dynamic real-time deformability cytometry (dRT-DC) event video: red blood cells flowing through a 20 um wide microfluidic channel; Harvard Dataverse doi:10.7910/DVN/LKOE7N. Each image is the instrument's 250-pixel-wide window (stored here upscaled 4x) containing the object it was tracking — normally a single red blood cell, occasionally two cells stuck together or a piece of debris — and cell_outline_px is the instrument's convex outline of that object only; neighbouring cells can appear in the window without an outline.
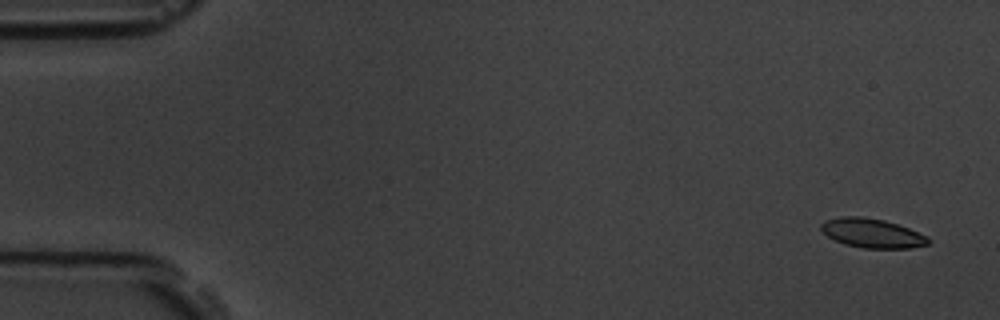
{"species": "common noctule bat (a hibernating species)", "species_latin": "Nyctalus noctula", "temperature_condition": "room temperature", "stored_images_in_passage": 6, "camera_frame_rate_fps": 3000, "um_per_image_px": 0.085, "animal": {"sex": "male", "body_mass_g": 19.5, "forearm_length_mm": 54.6}, "frame": {"image": 1, "passage_image": 1, "time_ms": 0.0, "image_size_px": [1000, 320], "cell_outline_px": [[932, 240], [928, 244], [908, 248], [864, 248], [844, 244], [828, 236], [820, 228], [820, 224], [824, 220], [840, 216], [864, 216], [884, 220], [908, 228], [928, 236]], "centroid_in_image_um": [74.12, 19.81], "position_along_channel_um": 10.9, "area_um2": 18.26}}
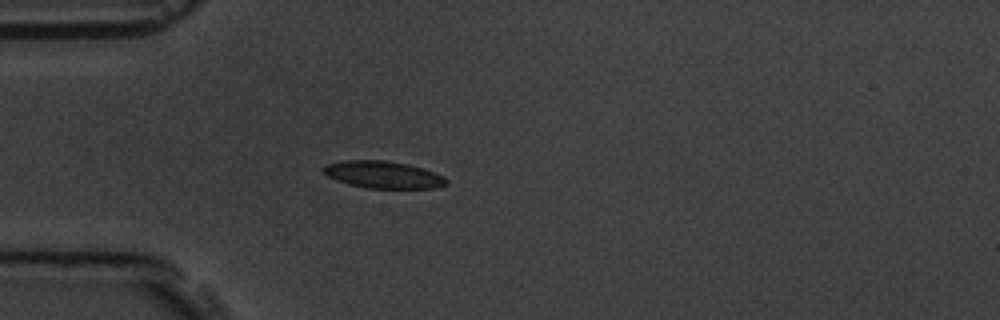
{"frame": {"image": 2, "passage_image": 5, "time_ms": 4.667, "image_size_px": [1000, 320], "cell_outline_px": [[448, 184], [432, 188], [368, 188], [348, 184], [336, 180], [328, 176], [324, 172], [324, 168], [328, 164], [344, 160], [384, 160], [408, 164], [444, 176], [448, 180]], "centroid_in_image_um": [32.58, 14.85], "position_along_channel_um": 52.4, "area_um2": 19.19}}